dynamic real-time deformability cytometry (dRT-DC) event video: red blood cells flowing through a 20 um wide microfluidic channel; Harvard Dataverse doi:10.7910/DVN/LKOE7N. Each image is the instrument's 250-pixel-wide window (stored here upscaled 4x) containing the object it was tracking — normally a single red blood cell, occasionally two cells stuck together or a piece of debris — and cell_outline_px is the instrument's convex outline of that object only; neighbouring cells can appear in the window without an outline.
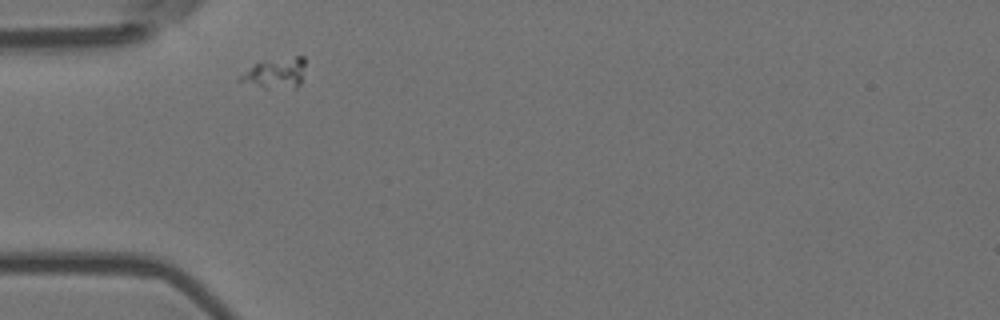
{"species": "Egyptian fruit bat (a non-hibernating species)", "species_latin": "Rousettus aegyptiacus", "temperature_condition": "room temperature", "stored_images_in_passage": 2, "camera_frame_rate_fps": 3000, "um_per_image_px": 0.085, "animal": {"sex": "female"}, "frame": {"image": 1, "passage_image": 1, "time_ms": 0.0, "image_size_px": [1000, 320], "cell_outline_px": [[304, 64], [300, 84], [296, 88], [264, 88], [236, 80], [240, 76], [260, 60], [296, 56], [304, 56]], "centroid_in_image_um": [23.41, 6.21], "position_along_channel_um": 61.6, "area_um2": 11.56}}
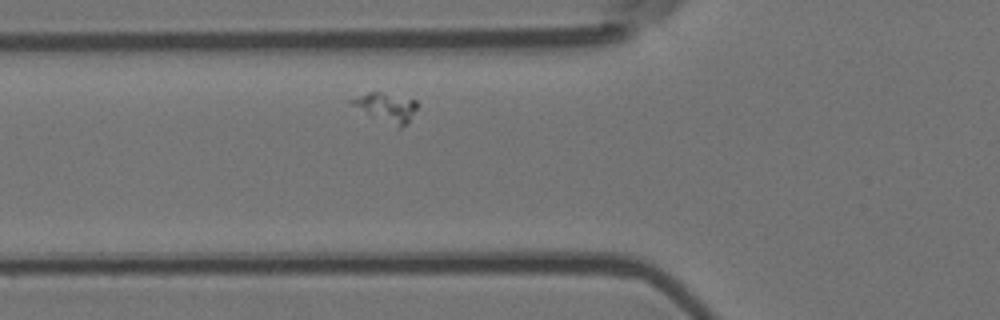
{"frame": {"image": 2, "passage_image": 2, "time_ms": 0.333, "image_size_px": [1000, 320], "cell_outline_px": [[416, 108], [408, 124], [400, 128], [396, 128], [372, 116], [352, 104], [348, 100], [368, 92], [380, 92], [416, 100]], "centroid_in_image_um": [32.86, 9.15], "position_along_channel_um": 92.9, "area_um2": 10.87}}